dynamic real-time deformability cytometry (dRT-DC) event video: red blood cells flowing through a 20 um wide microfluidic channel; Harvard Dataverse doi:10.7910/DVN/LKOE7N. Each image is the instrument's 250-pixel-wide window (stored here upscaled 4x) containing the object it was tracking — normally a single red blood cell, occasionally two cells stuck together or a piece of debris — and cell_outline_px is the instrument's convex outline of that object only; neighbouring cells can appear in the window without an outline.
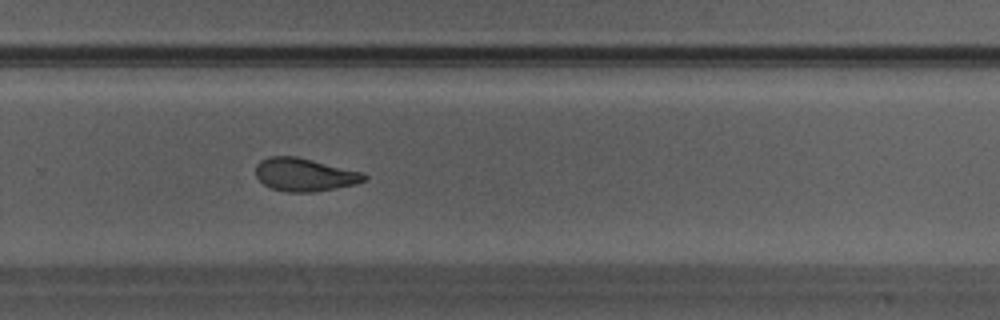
{"species": "Egyptian fruit bat (a non-hibernating species)", "species_latin": "Rousettus aegyptiacus", "temperature_condition": "warm", "stored_images_in_passage": 21, "camera_frame_rate_fps": 3000, "um_per_image_px": 0.085, "animal": {"sex": "male"}, "frame": {"image": 1, "passage_image": 21, "time_ms": 6.667, "image_size_px": [1000, 320], "cell_outline_px": [[368, 180], [356, 184], [336, 188], [312, 192], [288, 192], [272, 188], [264, 184], [256, 176], [256, 164], [260, 160], [268, 156], [296, 156], [364, 172], [368, 176]], "centroid_in_image_um": [25.92, 14.84], "position_along_channel_um": 303.9, "area_um2": 21.04}}